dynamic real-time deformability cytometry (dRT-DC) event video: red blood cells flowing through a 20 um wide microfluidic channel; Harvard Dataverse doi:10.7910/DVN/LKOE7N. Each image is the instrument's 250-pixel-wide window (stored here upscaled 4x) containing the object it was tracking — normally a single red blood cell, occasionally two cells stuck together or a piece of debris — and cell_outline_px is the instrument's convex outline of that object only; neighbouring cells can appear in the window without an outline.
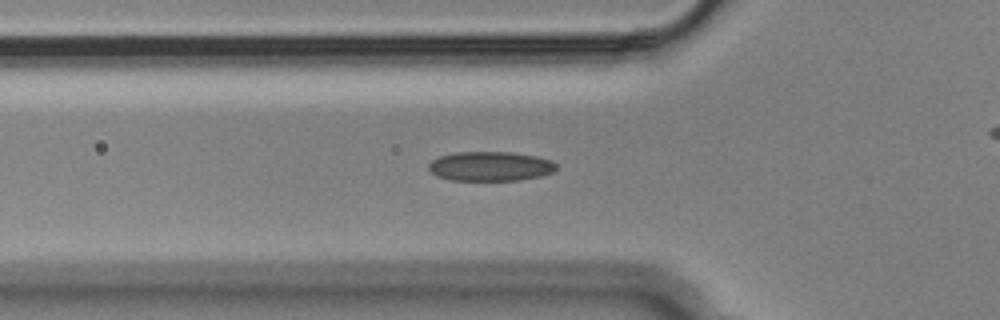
{"species": "Egyptian fruit bat (a non-hibernating species)", "species_latin": "Rousettus aegyptiacus", "temperature_condition": "cold", "stored_images_in_passage": 31, "camera_frame_rate_fps": 3000, "um_per_image_px": 0.085, "animal": {"sex": "male"}, "frame": {"image": 1, "passage_image": 2, "time_ms": 0.333, "image_size_px": [1000, 320], "cell_outline_px": [[556, 168], [552, 172], [540, 176], [520, 180], [452, 180], [436, 176], [428, 168], [428, 164], [432, 160], [440, 156], [456, 152], [512, 152], [536, 156], [552, 160], [556, 164]], "centroid_in_image_um": [41.67, 14.13], "position_along_channel_um": 84.1, "area_um2": 21.91}}
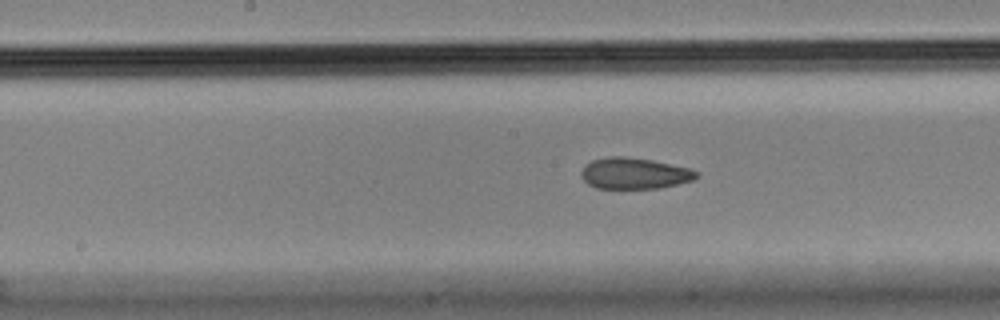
{"frame": {"image": 2, "passage_image": 11, "time_ms": 3.333, "image_size_px": [1000, 320], "cell_outline_px": [[700, 176], [692, 180], [660, 188], [596, 188], [588, 184], [580, 176], [580, 172], [584, 164], [592, 160], [608, 156], [624, 156], [652, 160], [688, 168], [700, 172]], "centroid_in_image_um": [53.89, 14.73], "position_along_channel_um": 194.3, "area_um2": 21.04}}
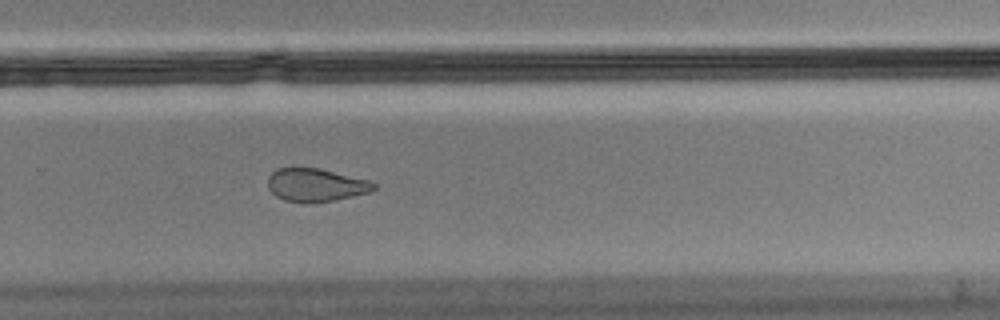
{"frame": {"image": 3, "passage_image": 20, "time_ms": 6.333, "image_size_px": [1000, 320], "cell_outline_px": [[376, 188], [372, 192], [312, 204], [304, 204], [284, 200], [276, 196], [268, 188], [268, 176], [276, 168], [292, 164], [320, 168], [368, 180], [376, 184]], "centroid_in_image_um": [26.78, 15.69], "position_along_channel_um": 303.0, "area_um2": 21.27}}